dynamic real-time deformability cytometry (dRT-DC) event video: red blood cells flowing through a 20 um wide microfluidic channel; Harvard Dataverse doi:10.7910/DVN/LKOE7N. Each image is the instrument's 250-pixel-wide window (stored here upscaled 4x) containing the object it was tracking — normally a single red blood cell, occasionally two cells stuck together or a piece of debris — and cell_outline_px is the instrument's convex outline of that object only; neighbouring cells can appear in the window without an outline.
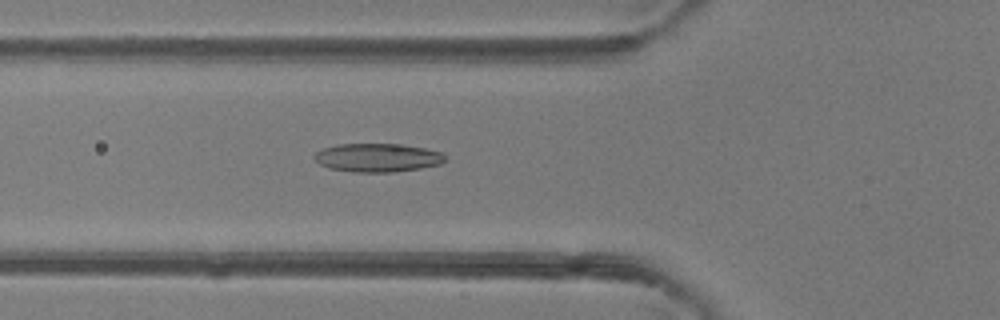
{"species": "common noctule bat (a hibernating species)", "species_latin": "Nyctalus noctula", "temperature_condition": "room temperature", "stored_images_in_passage": 49, "camera_frame_rate_fps": 3000, "um_per_image_px": 0.085, "animal": {"sex": "female"}, "frame": {"image": 1, "passage_image": 18, "time_ms": 5.667, "image_size_px": [1000, 320], "cell_outline_px": [[444, 160], [440, 164], [420, 168], [392, 172], [352, 172], [328, 168], [320, 164], [312, 156], [316, 152], [324, 148], [336, 144], [404, 144], [444, 152]], "centroid_in_image_um": [32.07, 13.39], "position_along_channel_um": 93.7, "area_um2": 21.79}}
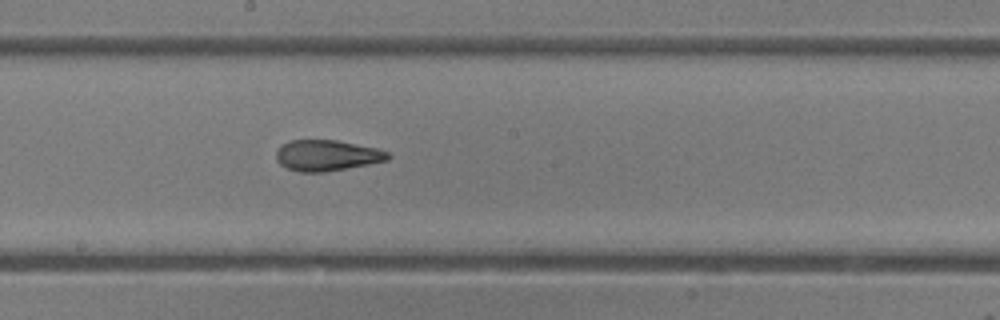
{"frame": {"image": 2, "passage_image": 27, "time_ms": 8.667, "image_size_px": [1000, 320], "cell_outline_px": [[392, 156], [388, 160], [368, 164], [324, 172], [300, 172], [288, 168], [280, 164], [276, 160], [276, 148], [288, 140], [336, 140], [376, 148], [388, 152]], "centroid_in_image_um": [27.76, 13.2], "position_along_channel_um": 220.4, "area_um2": 20.11}}
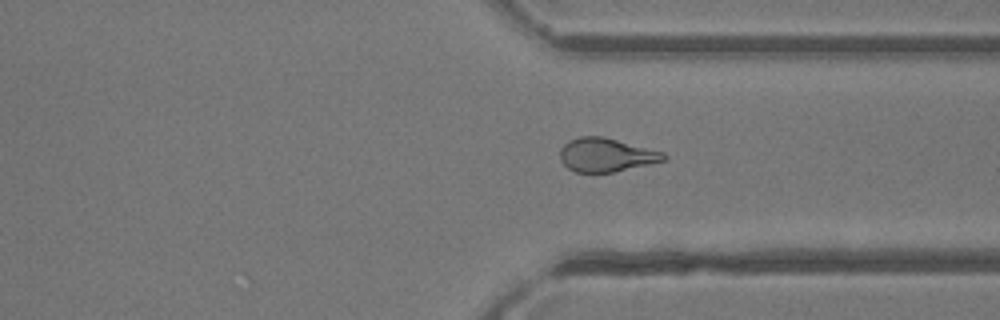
{"frame": {"image": 3, "passage_image": 37, "time_ms": 12.0, "image_size_px": [1000, 320], "cell_outline_px": [[668, 156], [664, 160], [648, 164], [612, 172], [576, 172], [568, 168], [560, 160], [560, 148], [568, 140], [580, 136], [604, 136], [664, 152]], "centroid_in_image_um": [51.5, 13.15], "position_along_channel_um": 359.9, "area_um2": 20.29}, "authors_computed_cell_mechanics": {"area_um2": 21.0392, "velocity_mm_per_s": 4.1965, "shape_relaxation_time_tau1_ms": 10.6224, "shape_relaxation_time_tau2_ms": 1.9861, "deformation_change_tau1": 0.2676, "deformation_change_tau2": 0.0988}}